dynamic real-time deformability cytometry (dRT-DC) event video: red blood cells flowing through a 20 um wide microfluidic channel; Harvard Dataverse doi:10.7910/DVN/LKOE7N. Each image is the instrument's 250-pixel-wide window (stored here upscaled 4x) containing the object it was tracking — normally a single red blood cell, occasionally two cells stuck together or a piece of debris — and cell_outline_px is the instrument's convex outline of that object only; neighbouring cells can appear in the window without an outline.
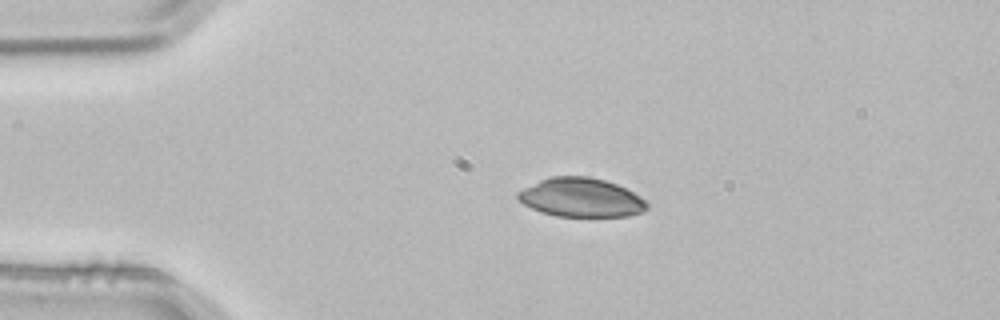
{"species": "common noctule bat (a hibernating species)", "species_latin": "Nyctalus noctula", "temperature_condition": "room temperature", "stored_images_in_passage": 45, "camera_frame_rate_fps": 3000, "um_per_image_px": 0.085, "animal": {"sex": "male", "body_mass_g": 21.5, "forearm_length_mm": 52.0}, "frame": {"image": 1, "passage_image": 10, "time_ms": 3.0, "image_size_px": [1000, 320], "cell_outline_px": [[648, 208], [644, 212], [628, 216], [556, 216], [540, 212], [524, 204], [516, 196], [516, 192], [540, 180], [552, 176], [588, 176], [604, 180], [616, 184], [640, 196], [648, 204]], "centroid_in_image_um": [49.39, 16.79], "position_along_channel_um": 35.6, "area_um2": 29.19}}
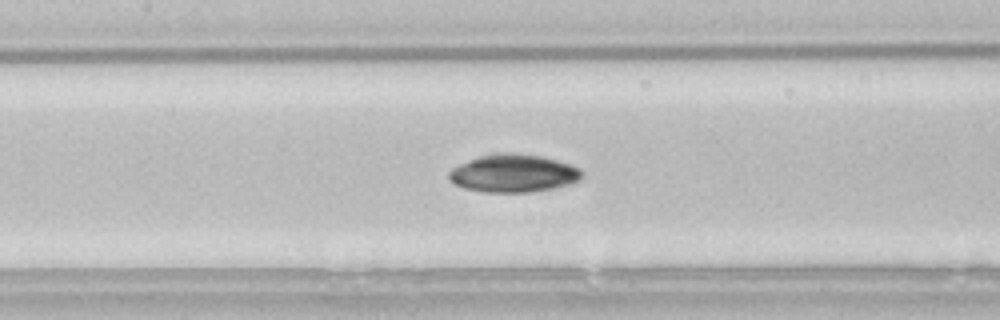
{"frame": {"image": 2, "passage_image": 23, "time_ms": 7.333, "image_size_px": [1000, 320], "cell_outline_px": [[584, 176], [568, 184], [552, 188], [528, 192], [484, 192], [464, 188], [456, 184], [448, 176], [448, 172], [452, 168], [460, 164], [480, 156], [492, 152], [512, 152], [544, 156], [580, 168], [584, 172]], "centroid_in_image_um": [43.64, 14.71], "position_along_channel_um": 163.8, "area_um2": 29.3}}
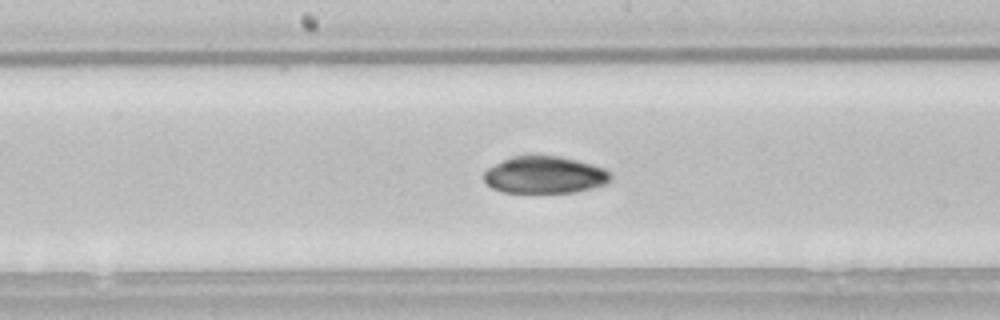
{"frame": {"image": 3, "passage_image": 26, "time_ms": 8.333, "image_size_px": [1000, 320], "cell_outline_px": [[612, 176], [604, 184], [592, 188], [576, 192], [504, 192], [492, 188], [484, 180], [484, 172], [488, 168], [512, 156], [560, 156], [592, 164], [604, 168], [612, 172]], "centroid_in_image_um": [46.32, 14.87], "position_along_channel_um": 201.9, "area_um2": 27.17}, "authors_computed_cell_mechanics": {"area_um2": 28.7844, "velocity_mm_per_s": 3.8205, "shape_relaxation_time_tau1_ms": 9.3377, "shape_relaxation_time_tau2_ms": null, "deformation_change_tau1": 0.2255, "deformation_change_tau2": null}}